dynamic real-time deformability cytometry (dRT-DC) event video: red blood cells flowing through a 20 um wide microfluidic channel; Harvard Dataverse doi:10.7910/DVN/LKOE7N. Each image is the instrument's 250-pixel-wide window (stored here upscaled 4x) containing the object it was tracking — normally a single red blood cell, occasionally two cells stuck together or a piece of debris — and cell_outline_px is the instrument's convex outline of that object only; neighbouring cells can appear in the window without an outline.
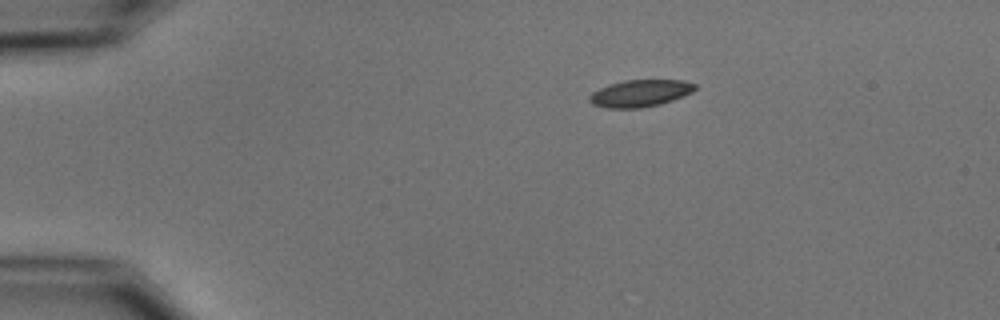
{"species": "common noctule bat (a hibernating species)", "species_latin": "Nyctalus noctula", "temperature_condition": "cold", "stored_images_in_passage": 45, "camera_frame_rate_fps": 3000, "um_per_image_px": 0.085, "animal": {"sex": "male", "body_mass_g": 15.6}, "frame": {"image": 1, "passage_image": 1, "time_ms": 0.0, "image_size_px": [1000, 320], "cell_outline_px": [[696, 88], [692, 92], [684, 96], [660, 104], [640, 108], [608, 108], [592, 104], [588, 100], [588, 96], [592, 92], [608, 84], [624, 80], [684, 80], [696, 84]], "centroid_in_image_um": [54.4, 7.92], "position_along_channel_um": 30.6, "area_um2": 16.7}}
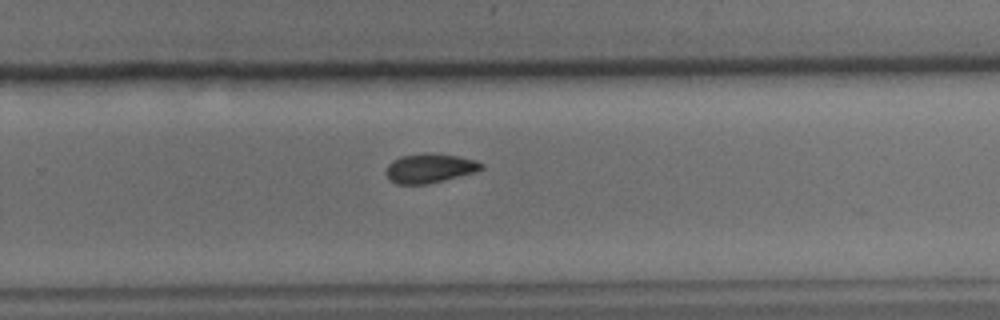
{"frame": {"image": 2, "passage_image": 27, "time_ms": 8.667, "image_size_px": [1000, 320], "cell_outline_px": [[484, 168], [476, 172], [424, 184], [396, 184], [388, 180], [384, 172], [388, 164], [392, 160], [400, 156], [428, 152], [456, 156], [476, 160], [484, 164]], "centroid_in_image_um": [36.48, 14.29], "position_along_channel_um": 293.3, "area_um2": 16.36}}
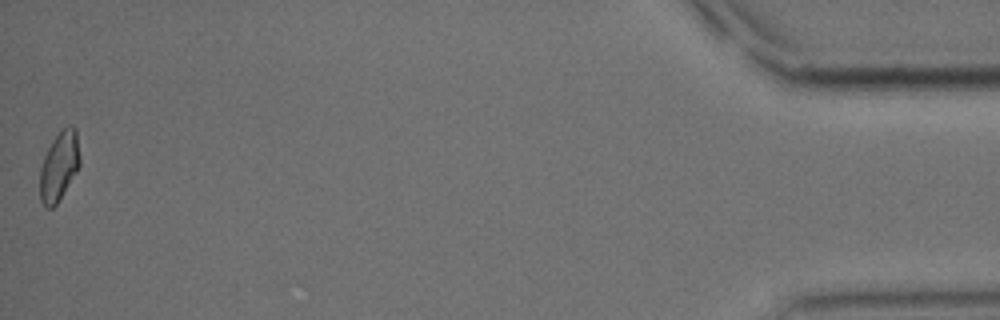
{"frame": {"image": 3, "passage_image": 45, "time_ms": 14.667, "image_size_px": [1000, 320], "cell_outline_px": [[80, 164], [76, 172], [56, 204], [52, 208], [44, 208], [40, 200], [40, 168], [44, 156], [52, 140], [60, 128], [68, 124], [72, 124], [76, 128], [80, 156]], "centroid_in_image_um": [5.03, 14.07], "position_along_channel_um": 430.2, "area_um2": 16.3}, "authors_computed_cell_mechanics": {"area_um2": 16.6464, "velocity_mm_per_s": 3.7278, "shape_relaxation_time_tau1_ms": 3.0087, "shape_relaxation_time_tau2_ms": 9.4825, "deformation_change_tau1": 0.0948, "deformation_change_tau2": 0.1336}}